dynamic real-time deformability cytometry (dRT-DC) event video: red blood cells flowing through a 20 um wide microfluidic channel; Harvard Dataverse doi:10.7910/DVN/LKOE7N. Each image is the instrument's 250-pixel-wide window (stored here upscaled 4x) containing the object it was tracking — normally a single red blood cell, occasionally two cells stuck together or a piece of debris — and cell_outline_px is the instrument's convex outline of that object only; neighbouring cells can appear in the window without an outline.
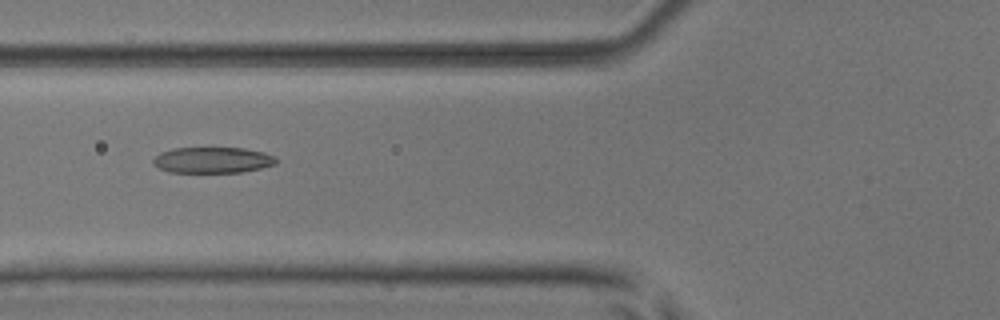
{"species": "common noctule bat (a hibernating species)", "species_latin": "Nyctalus noctula", "temperature_condition": "room temperature", "stored_images_in_passage": 2, "camera_frame_rate_fps": 3000, "um_per_image_px": 0.085, "animal": {"sex": "male", "body_mass_g": 17.9, "forearm_length_mm": 54.2}, "frame": {"image": 1, "passage_image": 2, "time_ms": 1.0, "image_size_px": [1000, 320], "cell_outline_px": [[276, 164], [260, 168], [240, 172], [168, 172], [152, 164], [152, 160], [160, 152], [172, 148], [244, 148], [264, 152], [276, 156]], "centroid_in_image_um": [18.06, 13.6], "position_along_channel_um": 107.7, "area_um2": 18.61}}